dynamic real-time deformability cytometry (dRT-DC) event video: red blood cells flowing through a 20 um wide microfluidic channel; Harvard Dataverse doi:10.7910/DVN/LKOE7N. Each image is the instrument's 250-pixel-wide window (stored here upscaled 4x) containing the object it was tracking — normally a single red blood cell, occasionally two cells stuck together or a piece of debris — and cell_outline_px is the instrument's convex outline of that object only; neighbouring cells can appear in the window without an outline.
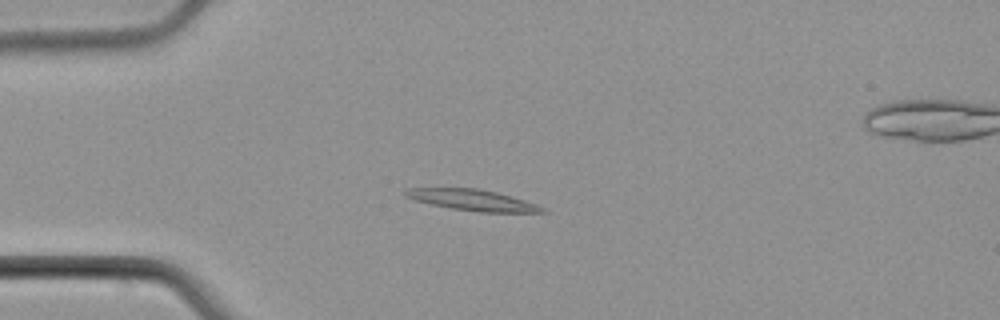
{"species": "common noctule bat (a hibernating species)", "species_latin": "Nyctalus noctula", "temperature_condition": "cold", "stored_images_in_passage": 5, "camera_frame_rate_fps": 3000, "um_per_image_px": 0.085, "animal": {"sex": "male", "body_mass_g": 21.5, "forearm_length_mm": 52.0}, "frame": {"image": 1, "passage_image": 4, "time_ms": 4.0, "image_size_px": [1000, 320], "cell_outline_px": [[548, 212], [480, 212], [452, 208], [432, 204], [416, 200], [404, 196], [404, 188], [480, 188], [512, 196], [536, 204], [544, 208]], "centroid_in_image_um": [40.15, 16.99], "position_along_channel_um": 44.8, "area_um2": 16.65}}